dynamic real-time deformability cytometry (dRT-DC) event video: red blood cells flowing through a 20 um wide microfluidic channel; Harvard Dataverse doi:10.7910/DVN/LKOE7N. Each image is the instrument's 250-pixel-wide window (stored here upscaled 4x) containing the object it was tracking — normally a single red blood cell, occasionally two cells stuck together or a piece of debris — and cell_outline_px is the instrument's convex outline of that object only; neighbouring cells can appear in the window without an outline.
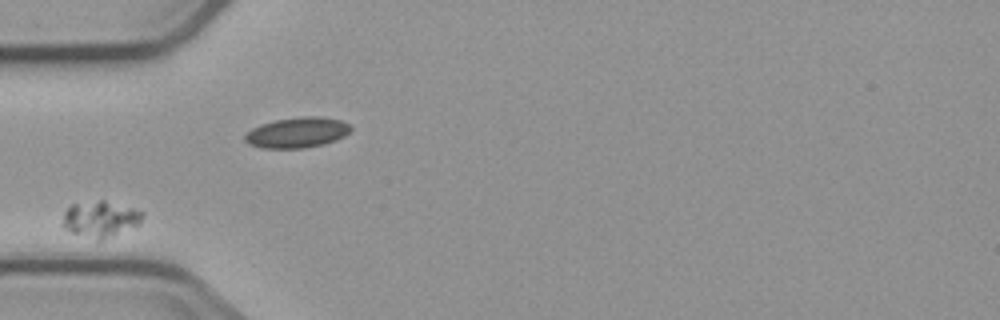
{"species": "common noctule bat (a hibernating species)", "species_latin": "Nyctalus noctula", "temperature_condition": "cold", "stored_images_in_passage": 2, "camera_frame_rate_fps": 3000, "um_per_image_px": 0.085, "animal": {"sex": "male", "body_mass_g": 23.1, "forearm_length_mm": 52.7}, "frame": {"image": 1, "passage_image": 1, "time_ms": 0.0, "image_size_px": [1000, 320], "cell_outline_px": [[144, 216], [140, 224], [112, 236], [100, 240], [96, 240], [72, 232], [64, 228], [60, 224], [64, 212], [72, 204], [100, 200], [104, 200], [132, 208], [144, 212]], "centroid_in_image_um": [8.52, 18.62], "position_along_channel_um": 76.5, "area_um2": 16.76}}
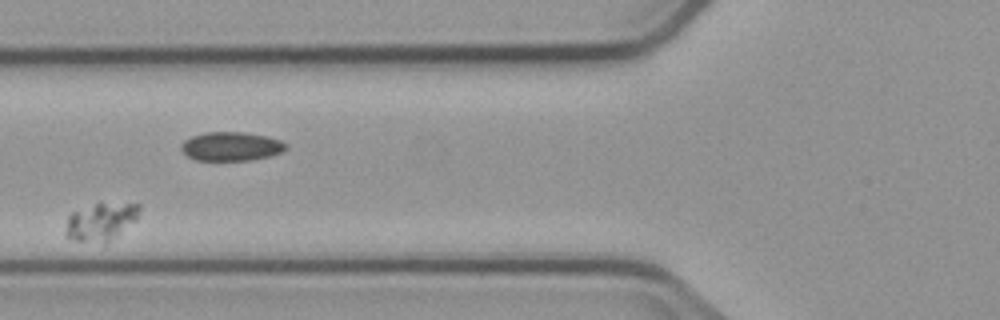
{"frame": {"image": 2, "passage_image": 2, "time_ms": 1.333, "image_size_px": [1000, 320], "cell_outline_px": [[140, 208], [136, 220], [104, 244], [76, 240], [64, 236], [64, 232], [68, 216], [72, 212], [96, 204], [140, 204]], "centroid_in_image_um": [8.53, 18.87], "position_along_channel_um": 117.3, "area_um2": 15.84}}